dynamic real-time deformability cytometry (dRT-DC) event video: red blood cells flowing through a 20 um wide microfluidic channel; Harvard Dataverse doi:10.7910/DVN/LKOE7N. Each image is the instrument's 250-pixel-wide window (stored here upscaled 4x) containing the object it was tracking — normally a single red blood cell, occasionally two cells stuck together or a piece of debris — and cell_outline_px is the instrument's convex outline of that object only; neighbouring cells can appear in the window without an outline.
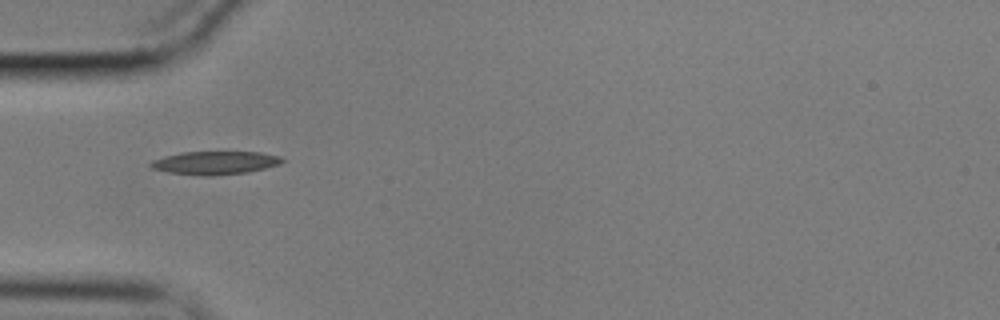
{"species": "common noctule bat (a hibernating species)", "species_latin": "Nyctalus noctula", "temperature_condition": "cold", "stored_images_in_passage": 36, "camera_frame_rate_fps": 3000, "um_per_image_px": 0.085, "animal": {"sex": "male", "body_mass_g": 17.9}, "frame": {"image": 1, "passage_image": 1, "time_ms": 0.0, "image_size_px": [1000, 320], "cell_outline_px": [[284, 160], [280, 164], [248, 172], [212, 176], [208, 176], [168, 172], [152, 168], [148, 164], [152, 160], [164, 156], [180, 152], [260, 152], [280, 156]], "centroid_in_image_um": [18.26, 13.83], "position_along_channel_um": 66.7, "area_um2": 17.74}}
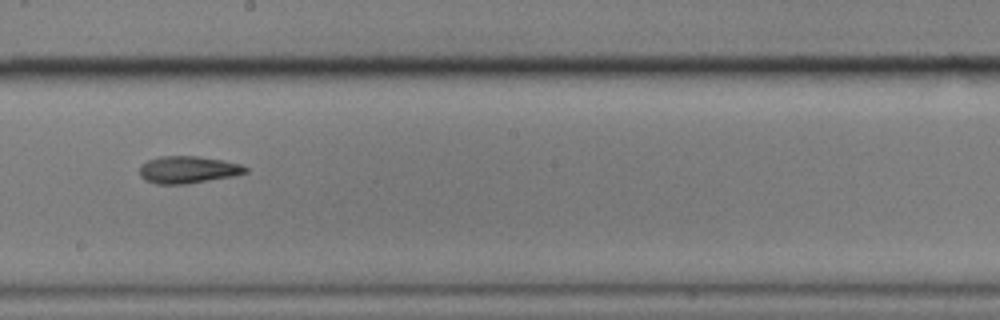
{"frame": {"image": 2, "passage_image": 15, "time_ms": 4.667, "image_size_px": [1000, 320], "cell_outline_px": [[248, 172], [232, 176], [188, 184], [156, 184], [144, 180], [140, 176], [140, 164], [148, 160], [160, 156], [200, 156], [224, 160], [240, 164], [248, 168]], "centroid_in_image_um": [15.96, 14.42], "position_along_channel_um": 232.2, "area_um2": 16.94}}
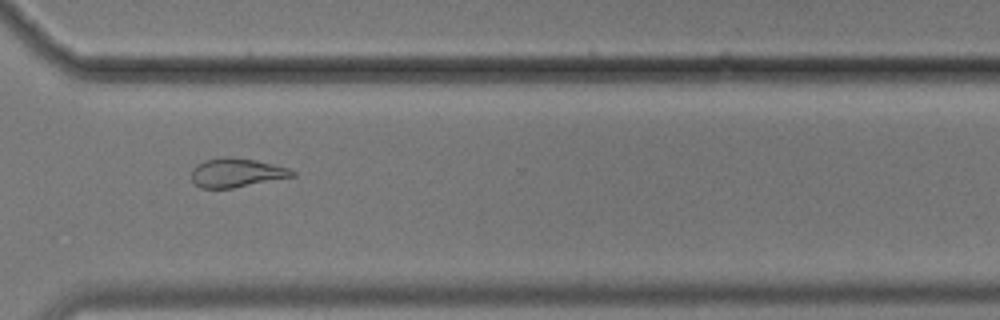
{"frame": {"image": 3, "passage_image": 25, "time_ms": 8.0, "image_size_px": [1000, 320], "cell_outline_px": [[296, 176], [232, 188], [200, 188], [192, 180], [192, 168], [196, 164], [204, 160], [220, 156], [232, 156], [256, 160], [288, 168], [296, 172]], "centroid_in_image_um": [20.08, 14.66], "position_along_channel_um": 350.5, "area_um2": 17.17}, "authors_computed_cell_mechanics": {"area_um2": 16.9932, "velocity_mm_per_s": 3.5597, "shape_relaxation_time_tau1_ms": null, "shape_relaxation_time_tau2_ms": 8.6279, "deformation_change_tau1": null, "deformation_change_tau2": 0.1691}}